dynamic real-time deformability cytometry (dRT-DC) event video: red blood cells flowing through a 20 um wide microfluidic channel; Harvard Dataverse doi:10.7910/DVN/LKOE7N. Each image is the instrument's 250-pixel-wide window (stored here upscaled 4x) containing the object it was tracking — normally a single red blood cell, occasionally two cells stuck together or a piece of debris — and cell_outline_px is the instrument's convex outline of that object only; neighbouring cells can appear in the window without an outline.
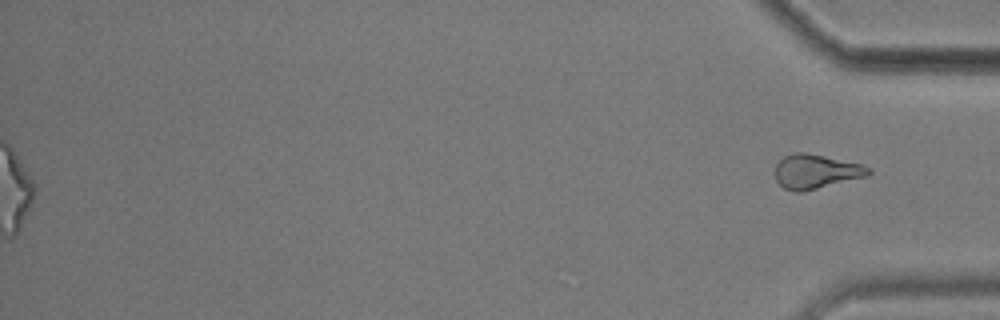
{"species": "common noctule bat (a hibernating species)", "species_latin": "Nyctalus noctula", "temperature_condition": "cold", "stored_images_in_passage": 48, "segment_of_instrument_passage": [2, 2], "camera_frame_rate_fps": 3000, "um_per_image_px": 0.085, "animal": {"sex": "male", "body_mass_g": 17.9}, "frame": {"image": 1, "passage_image": 48, "time_ms": 15.667, "image_size_px": [1000, 320], "cell_outline_px": [[872, 172], [868, 176], [800, 192], [796, 192], [784, 188], [776, 180], [776, 164], [784, 156], [792, 152], [804, 152], [824, 156], [860, 164], [872, 168]], "centroid_in_image_um": [69.36, 14.57], "position_along_channel_um": 365.8, "area_um2": 18.5}}